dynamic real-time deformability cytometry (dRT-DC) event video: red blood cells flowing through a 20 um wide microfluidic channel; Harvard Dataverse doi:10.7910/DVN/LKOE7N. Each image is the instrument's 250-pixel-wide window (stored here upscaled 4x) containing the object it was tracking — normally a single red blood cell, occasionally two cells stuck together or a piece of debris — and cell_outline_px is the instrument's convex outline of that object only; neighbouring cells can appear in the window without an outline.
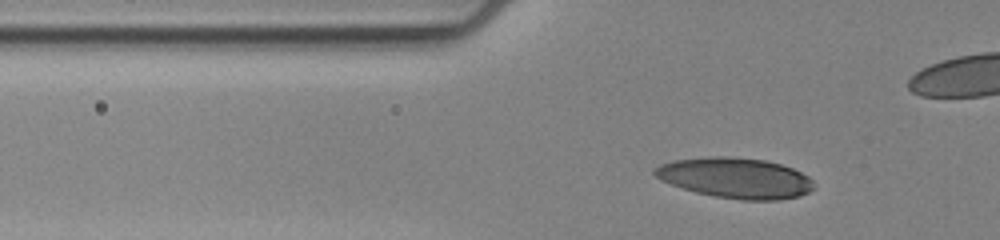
{"species": "human", "species_latin": "Homo sapiens", "temperature_condition": "cold", "stored_images_in_passage": 44, "camera_frame_rate_fps": 3000, "um_per_image_px": 0.085, "donor": {"sex": "female"}, "frame": {"image": 1, "passage_image": 12, "time_ms": 3.667, "image_size_px": [1000, 240], "cell_outline_px": [[812, 188], [808, 192], [800, 196], [776, 200], [740, 200], [712, 196], [696, 192], [660, 180], [652, 172], [652, 168], [660, 164], [672, 160], [712, 156], [732, 156], [764, 160], [780, 164], [792, 168], [808, 176], [812, 180]], "centroid_in_image_um": [62.47, 15.12], "position_along_channel_um": 63.3, "area_um2": 37.57}}
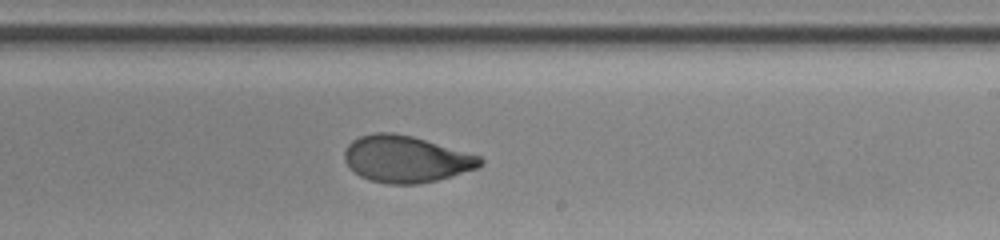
{"frame": {"image": 2, "passage_image": 30, "time_ms": 9.667, "image_size_px": [1000, 240], "cell_outline_px": [[484, 164], [480, 168], [436, 180], [416, 184], [388, 184], [372, 180], [360, 176], [344, 160], [344, 152], [348, 144], [352, 140], [360, 136], [376, 132], [392, 132], [412, 136], [480, 156], [484, 160]], "centroid_in_image_um": [34.53, 13.52], "position_along_channel_um": 254.5, "area_um2": 36.76}}
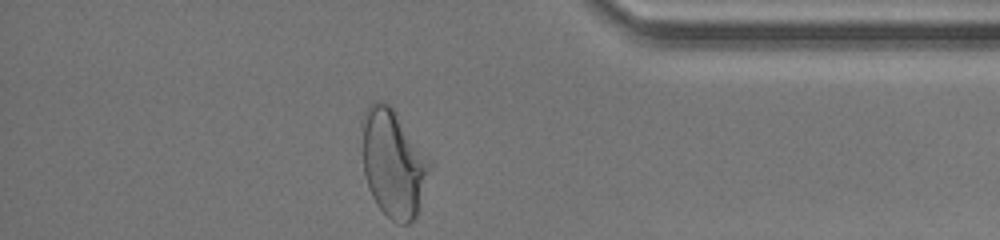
{"frame": {"image": 3, "passage_image": 44, "time_ms": 14.333, "image_size_px": [1000, 240], "cell_outline_px": [[432, 164], [416, 216], [408, 224], [396, 224], [376, 204], [368, 188], [364, 176], [360, 124], [360, 120], [368, 104], [376, 100], [388, 104], [396, 112], [432, 160]], "centroid_in_image_um": [33.4, 13.84], "position_along_channel_um": 401.8, "area_um2": 43.12}, "authors_computed_cell_mechanics": {"area_um2": 37.0498, "velocity_mm_per_s": 3.4393, "shape_relaxation_time_tau1_ms": 4.5987, "shape_relaxation_time_tau2_ms": 1.3183, "deformation_change_tau1": 0.1708, "deformation_change_tau2": 0.0615}}